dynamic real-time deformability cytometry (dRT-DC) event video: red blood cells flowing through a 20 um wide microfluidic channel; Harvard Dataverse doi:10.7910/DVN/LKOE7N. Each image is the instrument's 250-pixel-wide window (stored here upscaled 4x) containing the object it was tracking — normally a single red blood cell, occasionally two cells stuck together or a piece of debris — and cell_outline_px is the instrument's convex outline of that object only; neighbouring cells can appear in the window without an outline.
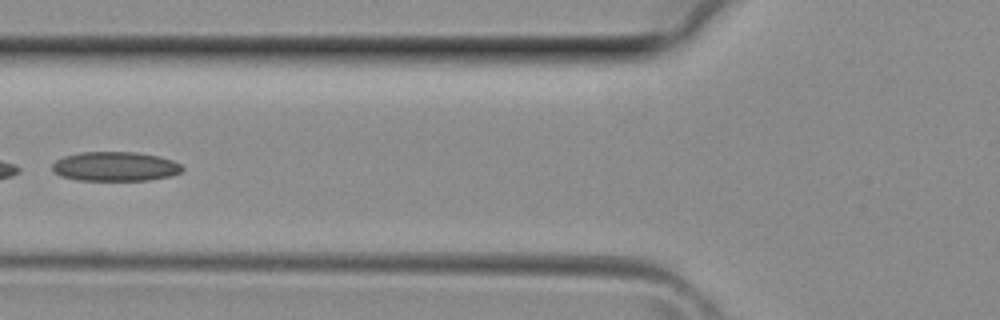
{"species": "common noctule bat (a hibernating species)", "species_latin": "Nyctalus noctula", "temperature_condition": "room temperature", "stored_images_in_passage": 28, "camera_frame_rate_fps": 3000, "um_per_image_px": 0.085, "animal": {"sex": "female", "body_mass_g": 29.2, "forearm_length_mm": 56.3}, "frame": {"image": 1, "passage_image": 5, "time_ms": 1.333, "image_size_px": [1000, 320], "cell_outline_px": [[184, 168], [180, 172], [172, 176], [148, 180], [76, 180], [60, 176], [52, 172], [52, 164], [56, 160], [64, 156], [80, 152], [136, 152], [160, 156], [172, 160], [180, 164]], "centroid_in_image_um": [9.77, 14.15], "position_along_channel_um": 116.0, "area_um2": 22.43}}